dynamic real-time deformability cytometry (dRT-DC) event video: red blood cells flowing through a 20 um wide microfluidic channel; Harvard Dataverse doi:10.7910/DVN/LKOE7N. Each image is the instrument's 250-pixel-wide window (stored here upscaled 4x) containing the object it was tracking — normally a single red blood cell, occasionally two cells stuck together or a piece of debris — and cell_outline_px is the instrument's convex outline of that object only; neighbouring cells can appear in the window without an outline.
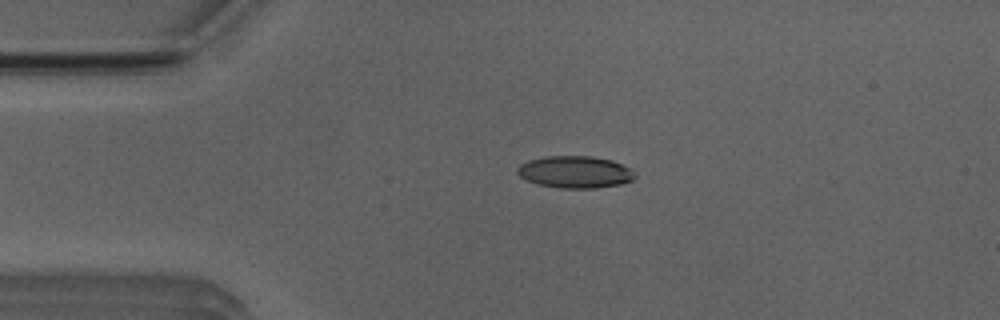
{"species": "Egyptian fruit bat (a non-hibernating species)", "species_latin": "Rousettus aegyptiacus", "temperature_condition": "room temperature", "stored_images_in_passage": 3, "camera_frame_rate_fps": 3000, "um_per_image_px": 0.085, "animal": {"sex": "male"}, "frame": {"image": 1, "passage_image": 2, "time_ms": 1.0, "image_size_px": [1000, 320], "cell_outline_px": [[636, 176], [632, 180], [620, 184], [596, 188], [560, 188], [540, 184], [528, 180], [520, 176], [516, 172], [516, 168], [520, 164], [528, 160], [548, 156], [588, 156], [612, 160], [632, 168], [636, 172]], "centroid_in_image_um": [48.91, 14.61], "position_along_channel_um": 36.1, "area_um2": 21.96}}